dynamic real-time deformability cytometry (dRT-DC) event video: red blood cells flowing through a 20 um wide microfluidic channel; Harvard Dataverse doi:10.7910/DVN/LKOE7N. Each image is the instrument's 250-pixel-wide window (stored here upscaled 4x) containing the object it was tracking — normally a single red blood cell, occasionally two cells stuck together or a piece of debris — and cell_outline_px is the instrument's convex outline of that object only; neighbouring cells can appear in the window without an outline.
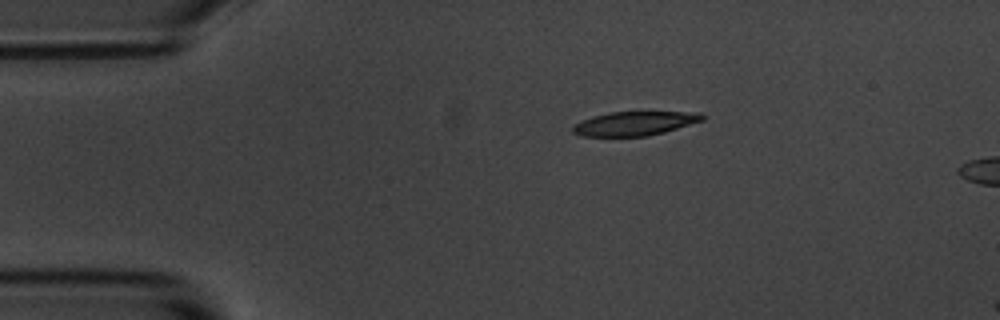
{"species": "common noctule bat (a hibernating species)", "species_latin": "Nyctalus noctula", "temperature_condition": "room temperature", "stored_images_in_passage": 7, "camera_frame_rate_fps": 3000, "um_per_image_px": 0.085, "animal": {"sex": "male", "body_mass_g": 20.1, "forearm_length_mm": 53.5}, "frame": {"image": 1, "passage_image": 1, "time_ms": 0.0, "image_size_px": [1000, 320], "cell_outline_px": [[708, 116], [704, 120], [664, 132], [644, 136], [580, 136], [572, 132], [572, 124], [592, 116], [608, 112], [700, 112]], "centroid_in_image_um": [53.94, 10.49], "position_along_channel_um": 31.1, "area_um2": 18.26}}